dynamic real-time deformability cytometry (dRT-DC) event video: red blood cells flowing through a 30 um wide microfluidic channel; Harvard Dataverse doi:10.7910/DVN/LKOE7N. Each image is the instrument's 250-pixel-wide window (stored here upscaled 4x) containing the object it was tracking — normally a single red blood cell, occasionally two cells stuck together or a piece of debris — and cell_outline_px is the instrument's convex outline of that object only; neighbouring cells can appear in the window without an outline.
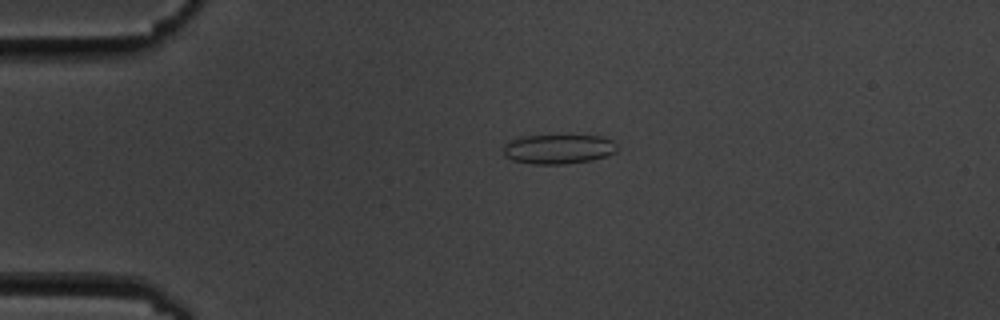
{"species": "common noctule bat (a hibernating species)", "species_latin": "Nyctalus noctula", "temperature_condition": "cold", "stored_images_in_passage": 4, "camera_frame_rate_fps": 3000, "um_per_image_px": 0.085, "animal": {"sex": "male", "body_mass_g": 19.5, "forearm_length_mm": 54.6}, "frame": {"image": 1, "passage_image": 4, "time_ms": 3.333, "image_size_px": [1000, 320], "cell_outline_px": [[616, 152], [608, 156], [592, 160], [568, 164], [532, 164], [512, 160], [504, 156], [504, 144], [512, 140], [524, 136], [600, 136], [612, 140], [616, 144]], "centroid_in_image_um": [47.48, 12.69], "position_along_channel_um": 37.5, "area_um2": 19.54}}